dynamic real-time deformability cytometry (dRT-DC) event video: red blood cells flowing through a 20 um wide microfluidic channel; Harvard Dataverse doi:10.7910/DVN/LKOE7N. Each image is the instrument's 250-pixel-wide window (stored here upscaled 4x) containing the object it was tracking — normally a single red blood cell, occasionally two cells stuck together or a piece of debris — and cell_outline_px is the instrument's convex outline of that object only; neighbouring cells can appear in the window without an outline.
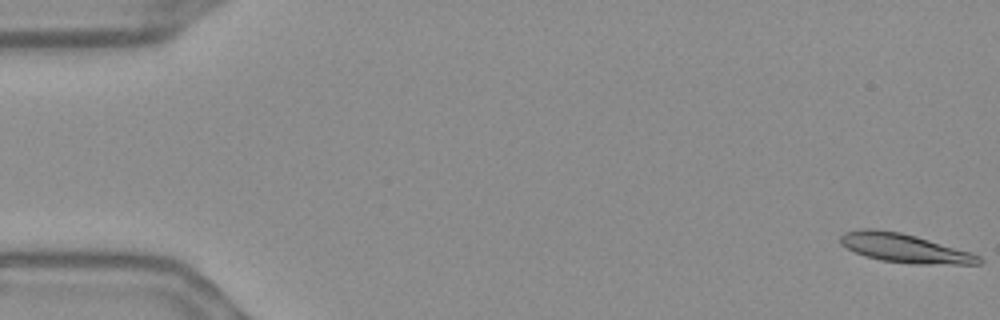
{"species": "Egyptian fruit bat (a non-hibernating species)", "species_latin": "Rousettus aegyptiacus", "temperature_condition": "warm", "stored_images_in_passage": 17, "camera_frame_rate_fps": 3000, "um_per_image_px": 0.085, "frame": {"image": 1, "passage_image": 1, "time_ms": 0.0, "image_size_px": [1000, 320], "cell_outline_px": [[984, 260], [980, 264], [916, 264], [880, 260], [864, 256], [840, 244], [840, 236], [844, 232], [860, 228], [872, 228], [900, 232], [916, 236], [972, 252], [980, 256]], "centroid_in_image_um": [76.89, 21.09], "position_along_channel_um": 8.1, "area_um2": 23.41}}
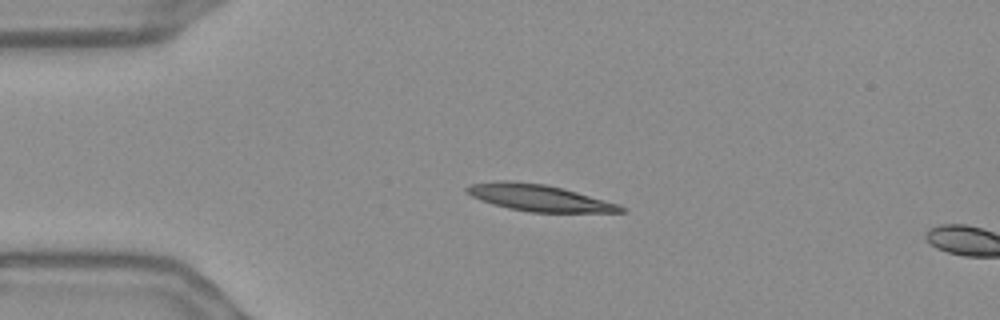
{"frame": {"image": 2, "passage_image": 13, "time_ms": 4.0, "image_size_px": [1000, 320], "cell_outline_px": [[628, 212], [528, 212], [508, 208], [492, 204], [480, 200], [464, 192], [464, 188], [468, 184], [500, 180], [512, 180], [544, 184], [564, 188], [620, 204], [628, 208]], "centroid_in_image_um": [45.81, 16.81], "position_along_channel_um": 39.2, "area_um2": 24.28}}